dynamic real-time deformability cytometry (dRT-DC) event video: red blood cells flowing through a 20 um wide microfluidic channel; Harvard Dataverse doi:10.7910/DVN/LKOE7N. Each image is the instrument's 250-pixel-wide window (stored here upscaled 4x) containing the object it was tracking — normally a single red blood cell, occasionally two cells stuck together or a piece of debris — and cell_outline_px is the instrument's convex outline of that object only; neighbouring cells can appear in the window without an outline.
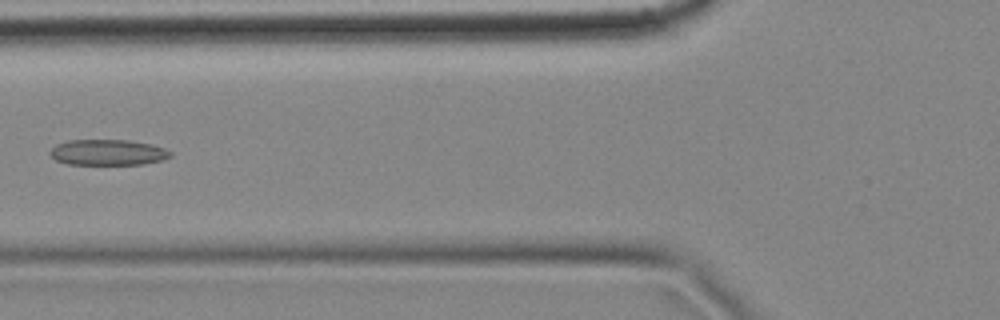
{"species": "common noctule bat (a hibernating species)", "species_latin": "Nyctalus noctula", "temperature_condition": "cold", "stored_images_in_passage": 12, "camera_frame_rate_fps": 3000, "um_per_image_px": 0.085, "animal": {"sex": "female", "body_mass_g": 18.4}, "frame": {"image": 1, "passage_image": 4, "time_ms": 1.0, "image_size_px": [1000, 320], "cell_outline_px": [[172, 156], [160, 160], [140, 164], [68, 164], [56, 160], [48, 152], [56, 144], [68, 140], [128, 140], [152, 144], [164, 148], [172, 152]], "centroid_in_image_um": [9.16, 12.94], "position_along_channel_um": 116.6, "area_um2": 17.98}}
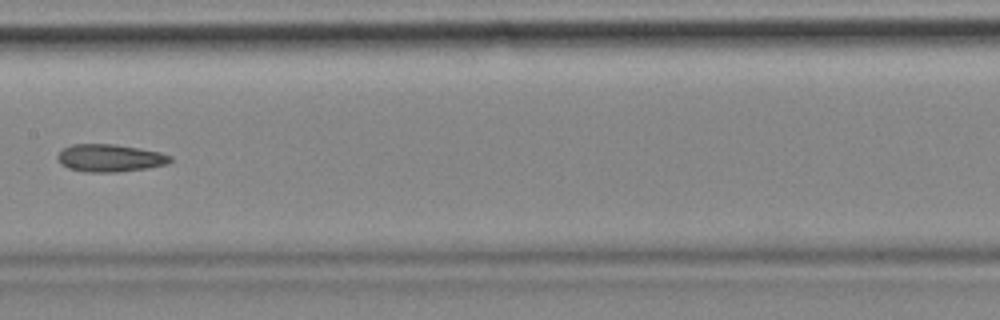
{"frame": {"image": 2, "passage_image": 6, "time_ms": 1.667, "image_size_px": [1000, 320], "cell_outline_px": [[172, 160], [168, 164], [148, 168], [116, 172], [88, 172], [68, 168], [60, 164], [56, 156], [64, 148], [72, 144], [116, 144], [140, 148], [160, 152], [172, 156]], "centroid_in_image_um": [9.36, 13.43], "position_along_channel_um": 198.0, "area_um2": 18.21}}